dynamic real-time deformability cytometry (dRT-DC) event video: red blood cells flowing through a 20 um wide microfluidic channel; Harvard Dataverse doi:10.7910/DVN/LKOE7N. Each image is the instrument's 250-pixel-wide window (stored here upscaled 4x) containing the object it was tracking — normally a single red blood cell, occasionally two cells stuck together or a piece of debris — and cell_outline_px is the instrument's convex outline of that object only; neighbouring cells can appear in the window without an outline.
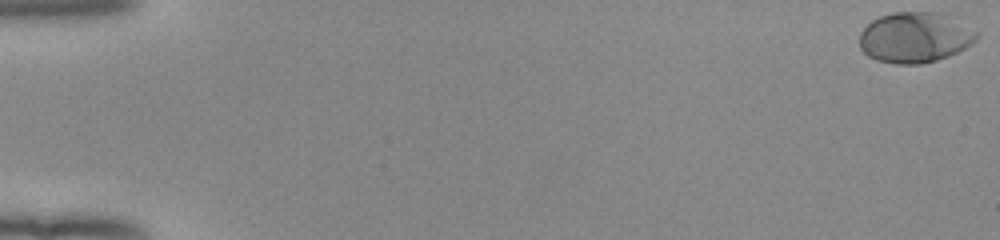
{"species": "human", "species_latin": "Homo sapiens", "temperature_condition": "room temperature", "stored_images_in_passage": 53, "camera_frame_rate_fps": 3000, "um_per_image_px": 0.085, "donor": {"sex": "female"}, "frame": {"image": 1, "passage_image": 1, "time_ms": 0.0, "image_size_px": [1000, 240], "cell_outline_px": [[980, 36], [972, 44], [948, 56], [936, 60], [920, 64], [896, 64], [876, 60], [868, 56], [860, 48], [860, 32], [872, 20], [880, 16], [892, 12], [940, 12], [980, 32]], "centroid_in_image_um": [77.77, 3.18], "position_along_channel_um": 7.2, "area_um2": 34.56}}
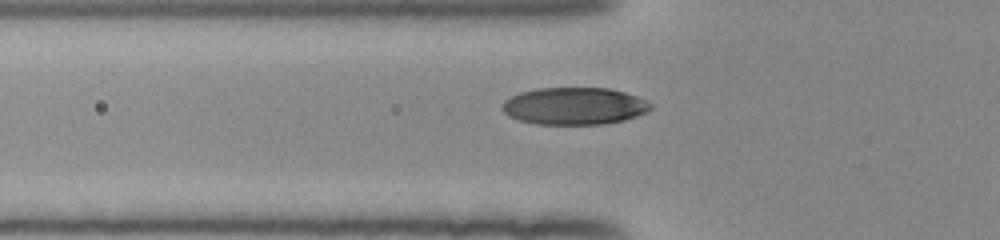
{"frame": {"image": 2, "passage_image": 20, "time_ms": 6.333, "image_size_px": [1000, 240], "cell_outline_px": [[652, 108], [648, 112], [624, 120], [604, 124], [536, 124], [520, 120], [508, 116], [500, 108], [504, 100], [520, 92], [536, 88], [608, 88], [624, 92], [636, 96], [652, 104]], "centroid_in_image_um": [48.8, 9.01], "position_along_channel_um": 77.0, "area_um2": 32.25}}
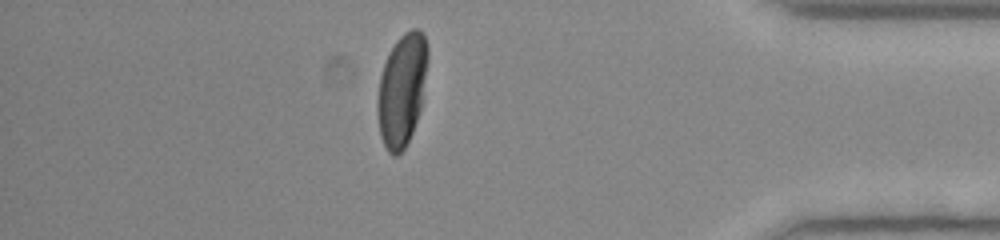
{"frame": {"image": 3, "passage_image": 47, "time_ms": 15.333, "image_size_px": [1000, 240], "cell_outline_px": [[428, 60], [420, 112], [412, 132], [404, 148], [396, 156], [392, 156], [388, 152], [380, 136], [376, 112], [376, 108], [380, 76], [388, 52], [396, 40], [404, 32], [412, 28], [416, 28], [424, 32], [428, 48]], "centroid_in_image_um": [34.16, 7.61], "position_along_channel_um": 401.0, "area_um2": 33.23}, "authors_computed_cell_mechanics": {"area_um2": 32.8304, "velocity_mm_per_s": 3.9489, "shape_relaxation_time_tau1_ms": 2.4139, "shape_relaxation_time_tau2_ms": null, "deformation_change_tau1": 0.1707, "deformation_change_tau2": null}}